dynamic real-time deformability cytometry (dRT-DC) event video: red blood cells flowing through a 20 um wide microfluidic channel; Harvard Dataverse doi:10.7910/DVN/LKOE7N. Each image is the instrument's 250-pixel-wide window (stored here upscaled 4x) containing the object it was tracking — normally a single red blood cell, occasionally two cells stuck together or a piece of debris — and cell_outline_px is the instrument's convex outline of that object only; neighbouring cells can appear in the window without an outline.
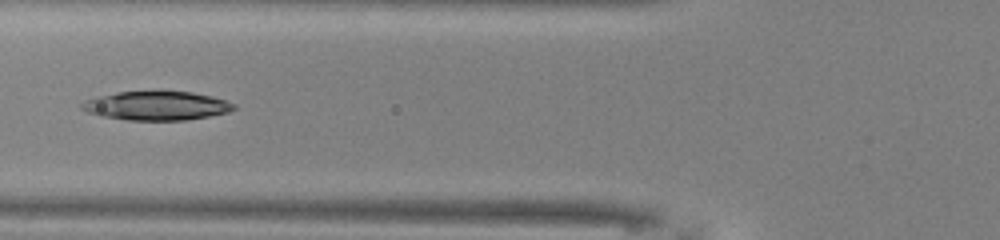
{"species": "common noctule bat (a hibernating species)", "species_latin": "Nyctalus noctula", "temperature_condition": "warm", "stored_images_in_passage": 35, "camera_frame_rate_fps": 3000, "um_per_image_px": 0.085, "animal": {"sex": "male", "body_mass_g": 13.0, "forearm_length_mm": 53.1}, "frame": {"image": 1, "passage_image": 4, "time_ms": 1.0, "image_size_px": [1000, 240], "cell_outline_px": [[236, 108], [228, 112], [208, 116], [184, 120], [128, 120], [100, 116], [88, 112], [80, 108], [80, 104], [84, 100], [96, 96], [116, 92], [156, 88], [160, 88], [192, 92], [212, 96], [236, 104]], "centroid_in_image_um": [13.27, 8.93], "position_along_channel_um": 112.5, "area_um2": 26.65}}
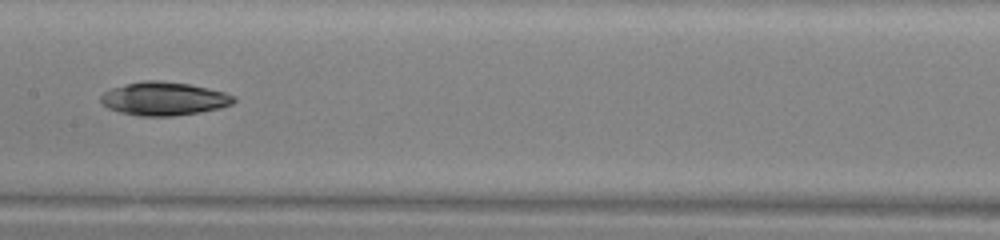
{"frame": {"image": 2, "passage_image": 10, "time_ms": 3.0, "image_size_px": [1000, 240], "cell_outline_px": [[236, 100], [232, 104], [220, 108], [200, 112], [172, 116], [140, 116], [120, 112], [108, 108], [100, 100], [100, 96], [104, 92], [112, 88], [144, 80], [156, 80], [188, 84], [208, 88], [224, 92], [236, 96]], "centroid_in_image_um": [13.96, 8.39], "position_along_channel_um": 193.4, "area_um2": 25.72}}
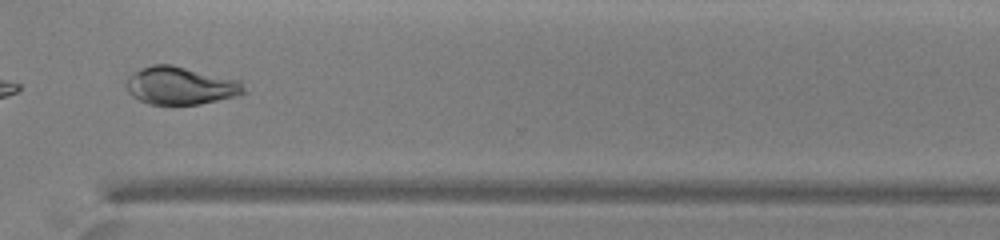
{"frame": {"image": 3, "passage_image": 22, "time_ms": 7.0, "image_size_px": [1000, 240], "cell_outline_px": [[248, 92], [236, 96], [200, 104], [148, 104], [132, 96], [128, 92], [128, 76], [132, 72], [152, 64], [172, 64], [240, 80]], "centroid_in_image_um": [15.37, 7.27], "position_along_channel_um": 355.2, "area_um2": 25.95}}